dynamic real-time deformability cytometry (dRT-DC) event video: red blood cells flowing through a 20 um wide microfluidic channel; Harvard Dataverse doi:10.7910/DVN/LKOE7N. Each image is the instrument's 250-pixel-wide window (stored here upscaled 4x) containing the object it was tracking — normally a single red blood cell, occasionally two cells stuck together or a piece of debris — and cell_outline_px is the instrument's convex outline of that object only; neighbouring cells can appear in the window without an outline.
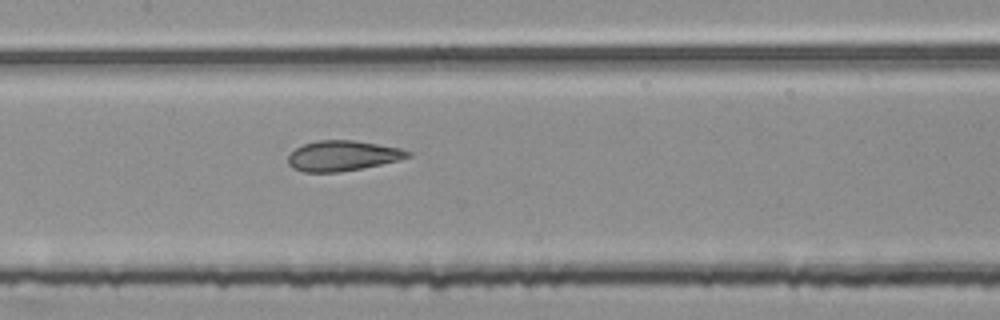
{"species": "common noctule bat (a hibernating species)", "species_latin": "Nyctalus noctula", "temperature_condition": "room temperature", "stored_images_in_passage": 54, "segment_of_instrument_passage": [2, 2], "camera_frame_rate_fps": 3000, "um_per_image_px": 0.085, "animal": {"sex": "female", "body_mass_g": 25.1}, "frame": {"image": 1, "passage_image": 26, "time_ms": 8.333, "image_size_px": [1000, 320], "cell_outline_px": [[412, 156], [400, 160], [340, 172], [304, 172], [292, 168], [288, 164], [288, 156], [296, 148], [304, 144], [320, 140], [352, 140], [400, 148], [412, 152]], "centroid_in_image_um": [29.12, 13.24], "position_along_channel_um": 178.3, "area_um2": 20.98}}
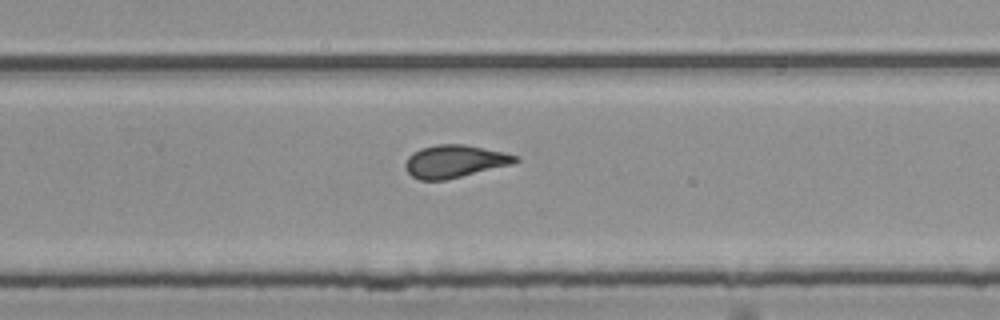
{"frame": {"image": 2, "passage_image": 35, "time_ms": 11.333, "image_size_px": [1000, 320], "cell_outline_px": [[520, 160], [512, 164], [444, 180], [420, 180], [412, 176], [408, 172], [404, 164], [408, 156], [412, 152], [420, 148], [436, 144], [464, 144], [504, 152], [520, 156]], "centroid_in_image_um": [38.64, 13.7], "position_along_channel_um": 291.2, "area_um2": 20.92}}
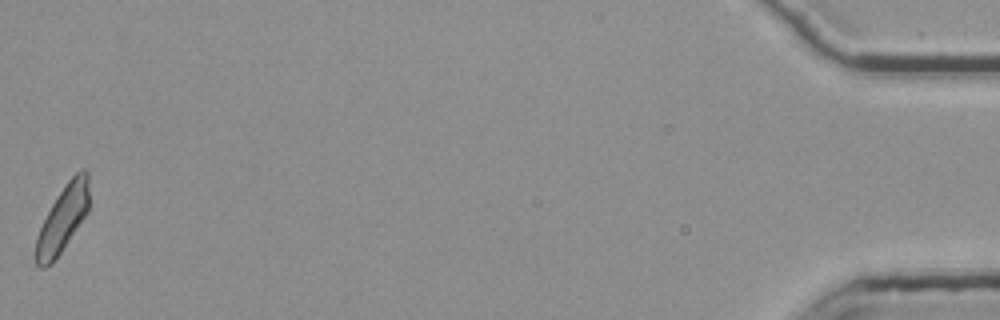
{"frame": {"image": 3, "passage_image": 54, "time_ms": 17.667, "image_size_px": [1000, 320], "cell_outline_px": [[88, 212], [52, 264], [44, 268], [40, 268], [36, 264], [32, 256], [32, 252], [36, 236], [52, 204], [68, 180], [80, 168], [84, 168], [88, 172]], "centroid_in_image_um": [5.28, 18.66], "position_along_channel_um": 429.9, "area_um2": 20.69}}